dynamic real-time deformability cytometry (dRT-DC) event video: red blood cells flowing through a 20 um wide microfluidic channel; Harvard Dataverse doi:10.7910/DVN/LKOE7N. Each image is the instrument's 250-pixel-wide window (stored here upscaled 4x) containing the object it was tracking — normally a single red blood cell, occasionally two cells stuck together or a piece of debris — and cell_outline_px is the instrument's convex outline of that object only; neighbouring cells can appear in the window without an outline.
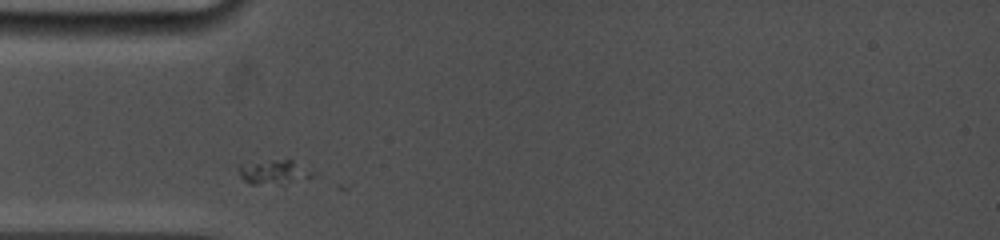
{"species": "common noctule bat (a hibernating species)", "species_latin": "Nyctalus noctula", "temperature_condition": "cold", "stored_images_in_passage": 8, "camera_frame_rate_fps": 5000, "um_per_image_px": 0.085, "animal": {"sex": "female", "body_mass_g": 19.0, "forearm_length_mm": 53.3}, "frame": {"image": 1, "passage_image": 1, "time_ms": 0.0, "image_size_px": [1000, 240], "cell_outline_px": [[316, 172], [308, 180], [256, 184], [248, 184], [240, 176], [240, 164], [272, 160], [292, 160]], "centroid_in_image_um": [23.33, 14.62], "position_along_channel_um": 61.7, "area_um2": 10.23}}
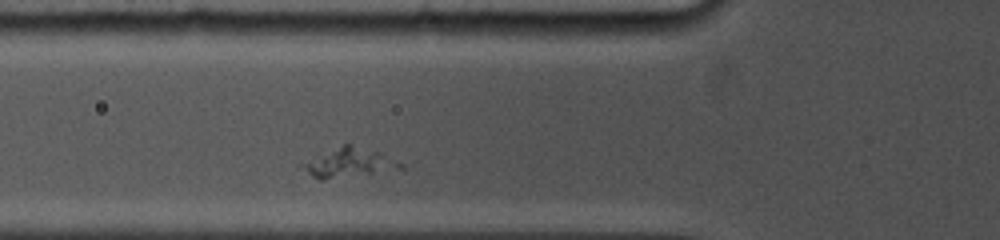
{"frame": {"image": 2, "passage_image": 7, "time_ms": 1.0, "image_size_px": [1000, 240], "cell_outline_px": [[404, 168], [368, 176], [324, 180], [320, 180], [312, 176], [296, 164], [344, 144], [348, 144], [380, 152], [404, 164]], "centroid_in_image_um": [29.67, 13.89], "position_along_channel_um": 96.1, "area_um2": 17.28}}